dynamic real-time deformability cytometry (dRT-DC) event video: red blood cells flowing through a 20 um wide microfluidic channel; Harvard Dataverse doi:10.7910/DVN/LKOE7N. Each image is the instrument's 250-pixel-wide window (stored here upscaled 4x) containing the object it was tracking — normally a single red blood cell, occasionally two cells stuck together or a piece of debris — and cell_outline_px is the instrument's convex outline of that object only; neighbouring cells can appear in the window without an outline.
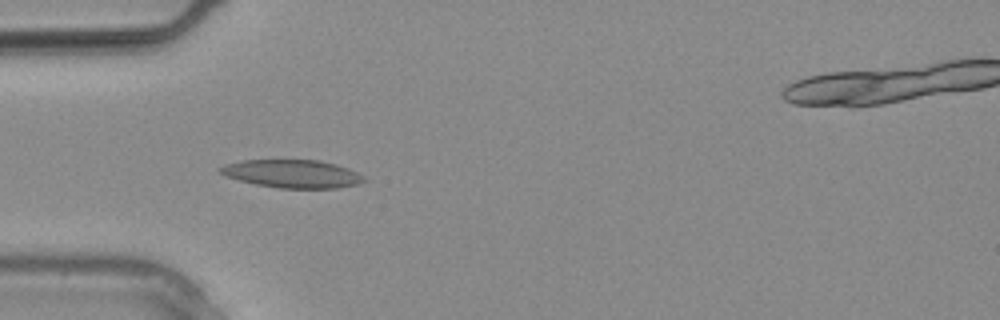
{"species": "common noctule bat (a hibernating species)", "species_latin": "Nyctalus noctula", "temperature_condition": "warm", "stored_images_in_passage": 13, "camera_frame_rate_fps": 3000, "um_per_image_px": 0.085, "animal": {"sex": "male", "body_mass_g": 20.4}, "frame": {"image": 1, "passage_image": 8, "time_ms": 2.333, "image_size_px": [1000, 320], "cell_outline_px": [[368, 180], [360, 184], [336, 188], [280, 188], [256, 184], [224, 176], [216, 168], [224, 164], [244, 160], [320, 160], [336, 164], [348, 168], [364, 176]], "centroid_in_image_um": [24.86, 14.77], "position_along_channel_um": 60.1, "area_um2": 23.64}}